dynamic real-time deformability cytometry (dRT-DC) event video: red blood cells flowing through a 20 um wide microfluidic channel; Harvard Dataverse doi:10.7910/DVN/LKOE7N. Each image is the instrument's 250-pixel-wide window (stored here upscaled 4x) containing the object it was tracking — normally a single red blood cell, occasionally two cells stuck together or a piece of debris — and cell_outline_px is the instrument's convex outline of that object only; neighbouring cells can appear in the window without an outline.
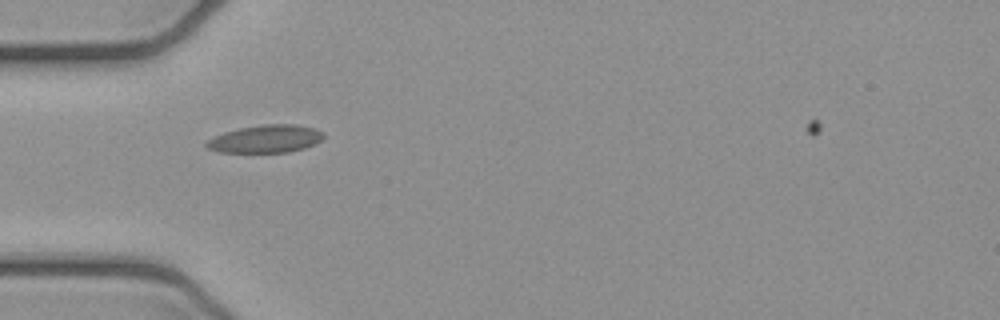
{"species": "common noctule bat (a hibernating species)", "species_latin": "Nyctalus noctula", "temperature_condition": "cold", "stored_images_in_passage": 4, "camera_frame_rate_fps": 3000, "um_per_image_px": 0.085, "animal": {"sex": "female", "body_mass_g": 21.9}, "frame": {"image": 1, "passage_image": 1, "time_ms": 0.0, "image_size_px": [1000, 320], "cell_outline_px": [[324, 136], [316, 144], [304, 148], [288, 152], [220, 152], [208, 148], [204, 144], [208, 140], [224, 132], [240, 128], [264, 124], [296, 124], [316, 128], [324, 132]], "centroid_in_image_um": [22.63, 11.8], "position_along_channel_um": 62.4, "area_um2": 18.9}}
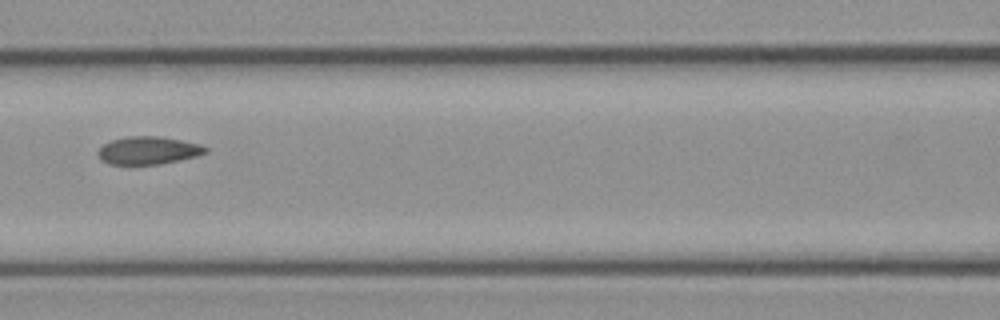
{"frame": {"image": 2, "passage_image": 3, "time_ms": 0.667, "image_size_px": [1000, 320], "cell_outline_px": [[208, 152], [196, 156], [160, 164], [108, 164], [100, 160], [96, 152], [104, 144], [112, 140], [128, 136], [156, 136], [180, 140], [200, 144], [208, 148]], "centroid_in_image_um": [12.58, 12.79], "position_along_channel_um": 154.0, "area_um2": 17.34}}
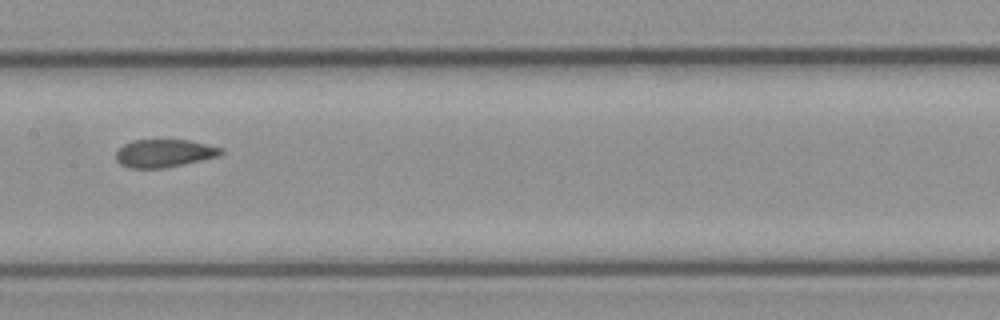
{"frame": {"image": 3, "passage_image": 4, "time_ms": 1.0, "image_size_px": [1000, 320], "cell_outline_px": [[224, 152], [220, 156], [164, 168], [128, 168], [120, 164], [116, 160], [116, 152], [124, 144], [132, 140], [188, 140], [224, 148]], "centroid_in_image_um": [13.96, 13.03], "position_along_channel_um": 193.4, "area_um2": 17.11}}